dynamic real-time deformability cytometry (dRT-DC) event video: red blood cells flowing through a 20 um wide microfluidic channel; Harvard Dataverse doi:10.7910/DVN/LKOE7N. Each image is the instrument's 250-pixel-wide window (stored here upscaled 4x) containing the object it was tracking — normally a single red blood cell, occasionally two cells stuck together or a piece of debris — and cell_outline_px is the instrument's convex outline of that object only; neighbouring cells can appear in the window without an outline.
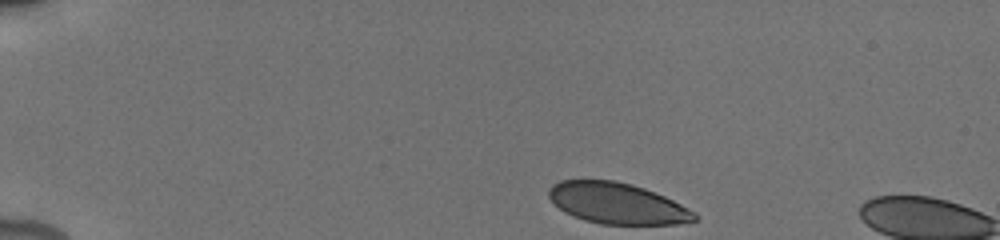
{"species": "human", "species_latin": "Homo sapiens", "temperature_condition": "cold", "stored_images_in_passage": 5, "camera_frame_rate_fps": 3000, "um_per_image_px": 0.085, "donor": {"sex": "male"}, "frame": {"image": 1, "passage_image": 1, "time_ms": 0.0, "image_size_px": [1000, 240], "cell_outline_px": [[700, 216], [696, 220], [676, 224], [600, 224], [584, 220], [564, 212], [548, 196], [548, 188], [552, 184], [560, 180], [616, 180], [632, 184], [644, 188], [664, 196], [696, 212]], "centroid_in_image_um": [52.46, 17.28], "position_along_channel_um": 32.5, "area_um2": 34.85}}